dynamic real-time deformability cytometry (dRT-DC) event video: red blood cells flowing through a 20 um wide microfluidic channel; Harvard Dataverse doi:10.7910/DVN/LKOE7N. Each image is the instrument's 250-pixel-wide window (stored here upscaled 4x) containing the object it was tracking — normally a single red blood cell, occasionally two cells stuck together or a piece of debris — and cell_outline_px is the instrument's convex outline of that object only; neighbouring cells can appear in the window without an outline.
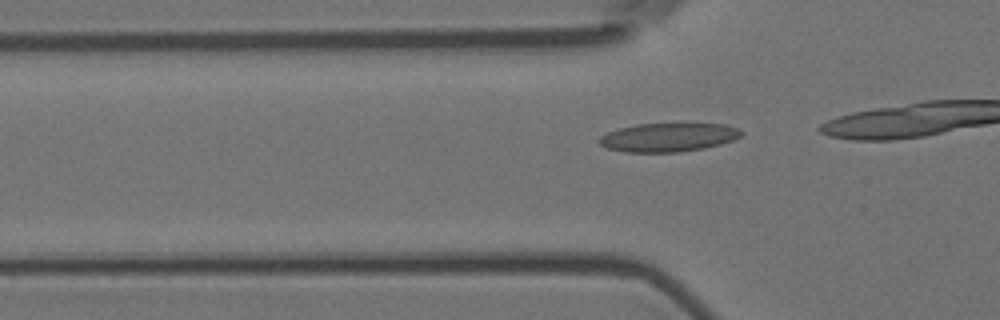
{"species": "Egyptian fruit bat (a non-hibernating species)", "species_latin": "Rousettus aegyptiacus", "temperature_condition": "room temperature", "stored_images_in_passage": 20, "camera_frame_rate_fps": 3000, "um_per_image_px": 0.085, "animal": {"sex": "female"}, "frame": {"image": 1, "passage_image": 14, "time_ms": 4.333, "image_size_px": [1000, 320], "cell_outline_px": [[744, 132], [740, 136], [732, 140], [720, 144], [704, 148], [680, 152], [624, 152], [608, 148], [600, 144], [596, 140], [600, 136], [608, 132], [620, 128], [636, 124], [724, 124], [736, 128]], "centroid_in_image_um": [56.77, 11.68], "position_along_channel_um": 69.0, "area_um2": 23.58}}
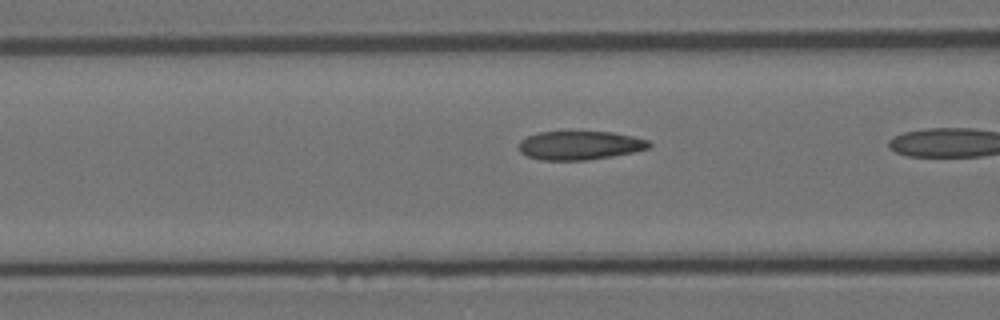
{"frame": {"image": 2, "passage_image": 18, "time_ms": 5.667, "image_size_px": [1000, 320], "cell_outline_px": [[652, 144], [648, 148], [632, 152], [612, 156], [588, 160], [540, 160], [528, 156], [520, 152], [520, 140], [528, 136], [540, 132], [612, 132], [632, 136], [648, 140]], "centroid_in_image_um": [49.29, 12.36], "position_along_channel_um": 117.3, "area_um2": 21.62}}